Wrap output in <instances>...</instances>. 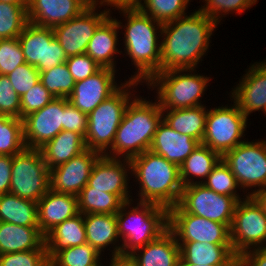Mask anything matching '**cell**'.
<instances>
[{"instance_id":"ba28073f","label":"cell","mask_w":266,"mask_h":266,"mask_svg":"<svg viewBox=\"0 0 266 266\" xmlns=\"http://www.w3.org/2000/svg\"><path fill=\"white\" fill-rule=\"evenodd\" d=\"M222 159L229 166L244 194L253 196L266 188L265 139L249 141L247 138L227 151Z\"/></svg>"},{"instance_id":"836d02e7","label":"cell","mask_w":266,"mask_h":266,"mask_svg":"<svg viewBox=\"0 0 266 266\" xmlns=\"http://www.w3.org/2000/svg\"><path fill=\"white\" fill-rule=\"evenodd\" d=\"M124 203L118 195L92 190L88 184L78 195V210L83 215L116 214Z\"/></svg>"},{"instance_id":"ac0fdd59","label":"cell","mask_w":266,"mask_h":266,"mask_svg":"<svg viewBox=\"0 0 266 266\" xmlns=\"http://www.w3.org/2000/svg\"><path fill=\"white\" fill-rule=\"evenodd\" d=\"M239 83L229 92L242 113L248 118L253 112L266 114V58L251 63Z\"/></svg>"},{"instance_id":"74e56055","label":"cell","mask_w":266,"mask_h":266,"mask_svg":"<svg viewBox=\"0 0 266 266\" xmlns=\"http://www.w3.org/2000/svg\"><path fill=\"white\" fill-rule=\"evenodd\" d=\"M28 5L0 1V39L18 37L28 21Z\"/></svg>"},{"instance_id":"4dcf8cb0","label":"cell","mask_w":266,"mask_h":266,"mask_svg":"<svg viewBox=\"0 0 266 266\" xmlns=\"http://www.w3.org/2000/svg\"><path fill=\"white\" fill-rule=\"evenodd\" d=\"M208 107L205 105L181 108L162 109L163 121L180 134H186L199 143L205 132Z\"/></svg>"},{"instance_id":"b9f144b4","label":"cell","mask_w":266,"mask_h":266,"mask_svg":"<svg viewBox=\"0 0 266 266\" xmlns=\"http://www.w3.org/2000/svg\"><path fill=\"white\" fill-rule=\"evenodd\" d=\"M0 266H50L45 242L35 250L0 255Z\"/></svg>"},{"instance_id":"83f0119b","label":"cell","mask_w":266,"mask_h":266,"mask_svg":"<svg viewBox=\"0 0 266 266\" xmlns=\"http://www.w3.org/2000/svg\"><path fill=\"white\" fill-rule=\"evenodd\" d=\"M84 138L73 131H60L52 140L39 148L49 169L66 163L86 150Z\"/></svg>"},{"instance_id":"d4e9b609","label":"cell","mask_w":266,"mask_h":266,"mask_svg":"<svg viewBox=\"0 0 266 266\" xmlns=\"http://www.w3.org/2000/svg\"><path fill=\"white\" fill-rule=\"evenodd\" d=\"M200 143L186 134L168 126L163 120L159 124L149 150L180 167Z\"/></svg>"},{"instance_id":"f5cc1de1","label":"cell","mask_w":266,"mask_h":266,"mask_svg":"<svg viewBox=\"0 0 266 266\" xmlns=\"http://www.w3.org/2000/svg\"><path fill=\"white\" fill-rule=\"evenodd\" d=\"M109 260L107 266H136L129 257H110Z\"/></svg>"},{"instance_id":"7c38bea8","label":"cell","mask_w":266,"mask_h":266,"mask_svg":"<svg viewBox=\"0 0 266 266\" xmlns=\"http://www.w3.org/2000/svg\"><path fill=\"white\" fill-rule=\"evenodd\" d=\"M242 197L217 194L203 184L184 186L178 205L186 212L231 228L236 205Z\"/></svg>"},{"instance_id":"60d3db41","label":"cell","mask_w":266,"mask_h":266,"mask_svg":"<svg viewBox=\"0 0 266 266\" xmlns=\"http://www.w3.org/2000/svg\"><path fill=\"white\" fill-rule=\"evenodd\" d=\"M202 2L205 4L198 9L221 25L222 19L227 15L233 13L242 15L245 10L257 4L258 0H203Z\"/></svg>"},{"instance_id":"d590c367","label":"cell","mask_w":266,"mask_h":266,"mask_svg":"<svg viewBox=\"0 0 266 266\" xmlns=\"http://www.w3.org/2000/svg\"><path fill=\"white\" fill-rule=\"evenodd\" d=\"M25 148L23 120L0 114V155L14 156Z\"/></svg>"},{"instance_id":"680465c9","label":"cell","mask_w":266,"mask_h":266,"mask_svg":"<svg viewBox=\"0 0 266 266\" xmlns=\"http://www.w3.org/2000/svg\"><path fill=\"white\" fill-rule=\"evenodd\" d=\"M103 261L101 260L97 265L95 266H105L104 263H102Z\"/></svg>"},{"instance_id":"9a60e30c","label":"cell","mask_w":266,"mask_h":266,"mask_svg":"<svg viewBox=\"0 0 266 266\" xmlns=\"http://www.w3.org/2000/svg\"><path fill=\"white\" fill-rule=\"evenodd\" d=\"M86 8L80 15L53 28L54 36L67 57L84 54L97 27L113 12Z\"/></svg>"},{"instance_id":"d6a6232c","label":"cell","mask_w":266,"mask_h":266,"mask_svg":"<svg viewBox=\"0 0 266 266\" xmlns=\"http://www.w3.org/2000/svg\"><path fill=\"white\" fill-rule=\"evenodd\" d=\"M0 221L21 226H39L37 202L11 193L1 194Z\"/></svg>"},{"instance_id":"816d5d0a","label":"cell","mask_w":266,"mask_h":266,"mask_svg":"<svg viewBox=\"0 0 266 266\" xmlns=\"http://www.w3.org/2000/svg\"><path fill=\"white\" fill-rule=\"evenodd\" d=\"M141 2L142 0H106V6L107 10L111 12V10L116 11L120 8H138Z\"/></svg>"},{"instance_id":"7a4b0ae2","label":"cell","mask_w":266,"mask_h":266,"mask_svg":"<svg viewBox=\"0 0 266 266\" xmlns=\"http://www.w3.org/2000/svg\"><path fill=\"white\" fill-rule=\"evenodd\" d=\"M117 11L125 18L123 25L113 16L119 30L125 29L122 54L131 59L136 70L128 79L146 84L160 72L162 24L138 8H120Z\"/></svg>"},{"instance_id":"ffe728a7","label":"cell","mask_w":266,"mask_h":266,"mask_svg":"<svg viewBox=\"0 0 266 266\" xmlns=\"http://www.w3.org/2000/svg\"><path fill=\"white\" fill-rule=\"evenodd\" d=\"M100 156L99 152L86 149L66 163L50 169V189L78 196L88 184L92 167Z\"/></svg>"},{"instance_id":"11a10c76","label":"cell","mask_w":266,"mask_h":266,"mask_svg":"<svg viewBox=\"0 0 266 266\" xmlns=\"http://www.w3.org/2000/svg\"><path fill=\"white\" fill-rule=\"evenodd\" d=\"M257 201L262 205L265 214H266V188L258 191L255 195H253Z\"/></svg>"},{"instance_id":"52a82bcc","label":"cell","mask_w":266,"mask_h":266,"mask_svg":"<svg viewBox=\"0 0 266 266\" xmlns=\"http://www.w3.org/2000/svg\"><path fill=\"white\" fill-rule=\"evenodd\" d=\"M138 85L144 84L126 79L114 94L88 114V129L84 138L87 149L104 155L112 147L125 109L137 95Z\"/></svg>"},{"instance_id":"6f0895ef","label":"cell","mask_w":266,"mask_h":266,"mask_svg":"<svg viewBox=\"0 0 266 266\" xmlns=\"http://www.w3.org/2000/svg\"><path fill=\"white\" fill-rule=\"evenodd\" d=\"M5 3H11L15 5H28V0H0Z\"/></svg>"},{"instance_id":"3957f363","label":"cell","mask_w":266,"mask_h":266,"mask_svg":"<svg viewBox=\"0 0 266 266\" xmlns=\"http://www.w3.org/2000/svg\"><path fill=\"white\" fill-rule=\"evenodd\" d=\"M146 99L137 94L127 105L112 147L105 156L130 160L149 150L163 114L155 98L154 102Z\"/></svg>"},{"instance_id":"7dc6e473","label":"cell","mask_w":266,"mask_h":266,"mask_svg":"<svg viewBox=\"0 0 266 266\" xmlns=\"http://www.w3.org/2000/svg\"><path fill=\"white\" fill-rule=\"evenodd\" d=\"M65 63L75 82L84 80L101 69V67L86 53L70 56Z\"/></svg>"},{"instance_id":"c3c4849f","label":"cell","mask_w":266,"mask_h":266,"mask_svg":"<svg viewBox=\"0 0 266 266\" xmlns=\"http://www.w3.org/2000/svg\"><path fill=\"white\" fill-rule=\"evenodd\" d=\"M88 129V114L75 108L68 98H64L63 130L73 131L85 138Z\"/></svg>"},{"instance_id":"7402d4cb","label":"cell","mask_w":266,"mask_h":266,"mask_svg":"<svg viewBox=\"0 0 266 266\" xmlns=\"http://www.w3.org/2000/svg\"><path fill=\"white\" fill-rule=\"evenodd\" d=\"M38 225L45 236L56 225L79 214L78 196L52 191L37 202Z\"/></svg>"},{"instance_id":"30bf717a","label":"cell","mask_w":266,"mask_h":266,"mask_svg":"<svg viewBox=\"0 0 266 266\" xmlns=\"http://www.w3.org/2000/svg\"><path fill=\"white\" fill-rule=\"evenodd\" d=\"M9 193L38 202L50 190V169L39 149L25 148L13 156Z\"/></svg>"},{"instance_id":"681fc988","label":"cell","mask_w":266,"mask_h":266,"mask_svg":"<svg viewBox=\"0 0 266 266\" xmlns=\"http://www.w3.org/2000/svg\"><path fill=\"white\" fill-rule=\"evenodd\" d=\"M13 156L0 155V195L9 193Z\"/></svg>"},{"instance_id":"484cf974","label":"cell","mask_w":266,"mask_h":266,"mask_svg":"<svg viewBox=\"0 0 266 266\" xmlns=\"http://www.w3.org/2000/svg\"><path fill=\"white\" fill-rule=\"evenodd\" d=\"M128 257L136 266H177L180 246L176 236L168 228L158 238L138 248Z\"/></svg>"},{"instance_id":"f907efd6","label":"cell","mask_w":266,"mask_h":266,"mask_svg":"<svg viewBox=\"0 0 266 266\" xmlns=\"http://www.w3.org/2000/svg\"><path fill=\"white\" fill-rule=\"evenodd\" d=\"M241 266H266V248L245 251L239 257Z\"/></svg>"},{"instance_id":"5bb4252c","label":"cell","mask_w":266,"mask_h":266,"mask_svg":"<svg viewBox=\"0 0 266 266\" xmlns=\"http://www.w3.org/2000/svg\"><path fill=\"white\" fill-rule=\"evenodd\" d=\"M168 228L177 241L231 243L227 225L186 213L179 205L168 210Z\"/></svg>"},{"instance_id":"6da1fadb","label":"cell","mask_w":266,"mask_h":266,"mask_svg":"<svg viewBox=\"0 0 266 266\" xmlns=\"http://www.w3.org/2000/svg\"><path fill=\"white\" fill-rule=\"evenodd\" d=\"M217 26L199 9L163 24L160 71L198 69L212 46L210 39Z\"/></svg>"},{"instance_id":"7bdbcfd3","label":"cell","mask_w":266,"mask_h":266,"mask_svg":"<svg viewBox=\"0 0 266 266\" xmlns=\"http://www.w3.org/2000/svg\"><path fill=\"white\" fill-rule=\"evenodd\" d=\"M26 63L18 37L0 39V75H8Z\"/></svg>"},{"instance_id":"e0dca14e","label":"cell","mask_w":266,"mask_h":266,"mask_svg":"<svg viewBox=\"0 0 266 266\" xmlns=\"http://www.w3.org/2000/svg\"><path fill=\"white\" fill-rule=\"evenodd\" d=\"M64 98H54L42 109L23 118L25 147L39 149L63 130Z\"/></svg>"},{"instance_id":"603a6c76","label":"cell","mask_w":266,"mask_h":266,"mask_svg":"<svg viewBox=\"0 0 266 266\" xmlns=\"http://www.w3.org/2000/svg\"><path fill=\"white\" fill-rule=\"evenodd\" d=\"M84 227L87 243L99 253L103 255L106 248V251L112 248V253H108L109 256L121 257V239L118 234L116 214H85Z\"/></svg>"},{"instance_id":"d6986e66","label":"cell","mask_w":266,"mask_h":266,"mask_svg":"<svg viewBox=\"0 0 266 266\" xmlns=\"http://www.w3.org/2000/svg\"><path fill=\"white\" fill-rule=\"evenodd\" d=\"M116 73L113 69L101 68L92 76L75 82L68 101L81 112L89 114L124 84L116 80Z\"/></svg>"},{"instance_id":"9c48e42d","label":"cell","mask_w":266,"mask_h":266,"mask_svg":"<svg viewBox=\"0 0 266 266\" xmlns=\"http://www.w3.org/2000/svg\"><path fill=\"white\" fill-rule=\"evenodd\" d=\"M230 104L229 106L225 104V106L215 108L209 107L201 142L221 156L246 140L244 136H246L249 119L234 101Z\"/></svg>"},{"instance_id":"8992f818","label":"cell","mask_w":266,"mask_h":266,"mask_svg":"<svg viewBox=\"0 0 266 266\" xmlns=\"http://www.w3.org/2000/svg\"><path fill=\"white\" fill-rule=\"evenodd\" d=\"M211 79L196 69H171L158 72L144 85L155 90L161 109H181L205 105L201 100Z\"/></svg>"},{"instance_id":"f35d334b","label":"cell","mask_w":266,"mask_h":266,"mask_svg":"<svg viewBox=\"0 0 266 266\" xmlns=\"http://www.w3.org/2000/svg\"><path fill=\"white\" fill-rule=\"evenodd\" d=\"M206 188L213 190L217 194L246 198L248 195L241 192L234 174L231 172L229 166L221 159L219 163L213 168L206 180L202 183Z\"/></svg>"},{"instance_id":"ee69618b","label":"cell","mask_w":266,"mask_h":266,"mask_svg":"<svg viewBox=\"0 0 266 266\" xmlns=\"http://www.w3.org/2000/svg\"><path fill=\"white\" fill-rule=\"evenodd\" d=\"M55 97L43 86L41 81L21 96L20 119L42 109Z\"/></svg>"},{"instance_id":"f1b7e54d","label":"cell","mask_w":266,"mask_h":266,"mask_svg":"<svg viewBox=\"0 0 266 266\" xmlns=\"http://www.w3.org/2000/svg\"><path fill=\"white\" fill-rule=\"evenodd\" d=\"M45 242L39 226H21L0 221V255L38 249Z\"/></svg>"},{"instance_id":"1f68e13d","label":"cell","mask_w":266,"mask_h":266,"mask_svg":"<svg viewBox=\"0 0 266 266\" xmlns=\"http://www.w3.org/2000/svg\"><path fill=\"white\" fill-rule=\"evenodd\" d=\"M221 159L218 152L200 143L179 167L182 186L202 184Z\"/></svg>"},{"instance_id":"4fadbf2b","label":"cell","mask_w":266,"mask_h":266,"mask_svg":"<svg viewBox=\"0 0 266 266\" xmlns=\"http://www.w3.org/2000/svg\"><path fill=\"white\" fill-rule=\"evenodd\" d=\"M18 40L26 63L34 66L39 72L60 65L68 58L56 40L53 28L28 22Z\"/></svg>"},{"instance_id":"277c9868","label":"cell","mask_w":266,"mask_h":266,"mask_svg":"<svg viewBox=\"0 0 266 266\" xmlns=\"http://www.w3.org/2000/svg\"><path fill=\"white\" fill-rule=\"evenodd\" d=\"M131 176L139 186L136 202L155 203L168 210L182 194L179 167L151 150L130 159Z\"/></svg>"},{"instance_id":"4316f807","label":"cell","mask_w":266,"mask_h":266,"mask_svg":"<svg viewBox=\"0 0 266 266\" xmlns=\"http://www.w3.org/2000/svg\"><path fill=\"white\" fill-rule=\"evenodd\" d=\"M177 242L180 246V257L195 265H236L239 262L231 243Z\"/></svg>"},{"instance_id":"5b68a950","label":"cell","mask_w":266,"mask_h":266,"mask_svg":"<svg viewBox=\"0 0 266 266\" xmlns=\"http://www.w3.org/2000/svg\"><path fill=\"white\" fill-rule=\"evenodd\" d=\"M135 201L125 202L116 213L118 234L122 242L121 257H128L168 229L167 208L155 203Z\"/></svg>"},{"instance_id":"f6af8a7d","label":"cell","mask_w":266,"mask_h":266,"mask_svg":"<svg viewBox=\"0 0 266 266\" xmlns=\"http://www.w3.org/2000/svg\"><path fill=\"white\" fill-rule=\"evenodd\" d=\"M6 76L20 97L40 81V72L28 63L19 65Z\"/></svg>"},{"instance_id":"e575fe53","label":"cell","mask_w":266,"mask_h":266,"mask_svg":"<svg viewBox=\"0 0 266 266\" xmlns=\"http://www.w3.org/2000/svg\"><path fill=\"white\" fill-rule=\"evenodd\" d=\"M192 0H142L138 9L162 25L187 15Z\"/></svg>"},{"instance_id":"44dd1931","label":"cell","mask_w":266,"mask_h":266,"mask_svg":"<svg viewBox=\"0 0 266 266\" xmlns=\"http://www.w3.org/2000/svg\"><path fill=\"white\" fill-rule=\"evenodd\" d=\"M85 9L78 0H28L27 16L32 24L54 28Z\"/></svg>"},{"instance_id":"8d00e7d4","label":"cell","mask_w":266,"mask_h":266,"mask_svg":"<svg viewBox=\"0 0 266 266\" xmlns=\"http://www.w3.org/2000/svg\"><path fill=\"white\" fill-rule=\"evenodd\" d=\"M103 256L90 244L85 243L59 251L50 260V266H95Z\"/></svg>"},{"instance_id":"2e32d148","label":"cell","mask_w":266,"mask_h":266,"mask_svg":"<svg viewBox=\"0 0 266 266\" xmlns=\"http://www.w3.org/2000/svg\"><path fill=\"white\" fill-rule=\"evenodd\" d=\"M129 176L133 178L129 159L101 155L92 167L88 185L92 190H103L118 195L124 202H128L134 200Z\"/></svg>"},{"instance_id":"9f6ffc18","label":"cell","mask_w":266,"mask_h":266,"mask_svg":"<svg viewBox=\"0 0 266 266\" xmlns=\"http://www.w3.org/2000/svg\"><path fill=\"white\" fill-rule=\"evenodd\" d=\"M177 266H235V265H195L183 260L181 257L179 258Z\"/></svg>"},{"instance_id":"bcb514c9","label":"cell","mask_w":266,"mask_h":266,"mask_svg":"<svg viewBox=\"0 0 266 266\" xmlns=\"http://www.w3.org/2000/svg\"><path fill=\"white\" fill-rule=\"evenodd\" d=\"M21 97L15 92L9 78L0 75V114L20 119Z\"/></svg>"},{"instance_id":"f546056e","label":"cell","mask_w":266,"mask_h":266,"mask_svg":"<svg viewBox=\"0 0 266 266\" xmlns=\"http://www.w3.org/2000/svg\"><path fill=\"white\" fill-rule=\"evenodd\" d=\"M87 243L84 227V215L64 220L45 235V245L49 260L59 251Z\"/></svg>"},{"instance_id":"8fae6325","label":"cell","mask_w":266,"mask_h":266,"mask_svg":"<svg viewBox=\"0 0 266 266\" xmlns=\"http://www.w3.org/2000/svg\"><path fill=\"white\" fill-rule=\"evenodd\" d=\"M230 240L238 257L251 249L266 248V214L254 196L238 201L230 228Z\"/></svg>"},{"instance_id":"cb8c5ba5","label":"cell","mask_w":266,"mask_h":266,"mask_svg":"<svg viewBox=\"0 0 266 266\" xmlns=\"http://www.w3.org/2000/svg\"><path fill=\"white\" fill-rule=\"evenodd\" d=\"M119 27L111 14L97 27L90 39L86 54L89 55L101 68H110L117 71L116 61L118 54H122L119 47ZM119 37V38H118ZM121 50V51H119ZM118 53V54H117Z\"/></svg>"},{"instance_id":"db71d44e","label":"cell","mask_w":266,"mask_h":266,"mask_svg":"<svg viewBox=\"0 0 266 266\" xmlns=\"http://www.w3.org/2000/svg\"><path fill=\"white\" fill-rule=\"evenodd\" d=\"M85 8H102L107 9L106 0H78Z\"/></svg>"},{"instance_id":"ab89813d","label":"cell","mask_w":266,"mask_h":266,"mask_svg":"<svg viewBox=\"0 0 266 266\" xmlns=\"http://www.w3.org/2000/svg\"><path fill=\"white\" fill-rule=\"evenodd\" d=\"M40 81L55 98H68L75 85L65 62L40 72Z\"/></svg>"}]
</instances>
